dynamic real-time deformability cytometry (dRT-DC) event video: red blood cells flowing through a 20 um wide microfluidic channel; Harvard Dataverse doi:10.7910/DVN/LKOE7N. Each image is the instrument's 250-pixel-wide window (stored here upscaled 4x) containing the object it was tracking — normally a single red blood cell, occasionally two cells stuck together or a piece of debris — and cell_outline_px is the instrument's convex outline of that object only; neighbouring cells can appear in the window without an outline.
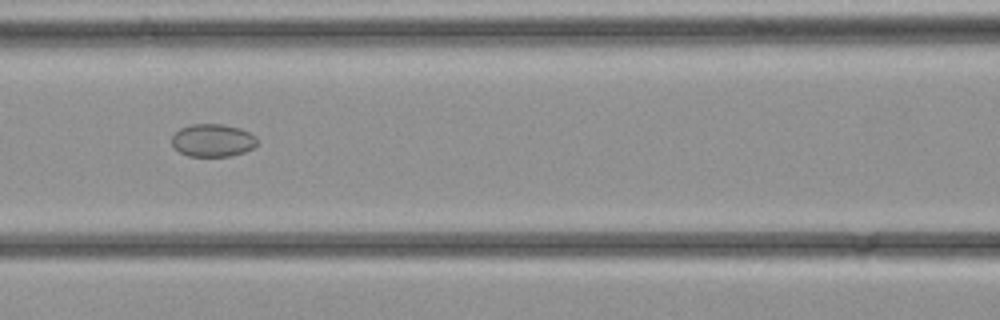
{"species": "common noctule bat (a hibernating species)", "species_latin": "Nyctalus noctula", "temperature_condition": "cold", "stored_images_in_passage": 34, "camera_frame_rate_fps": 3000, "um_per_image_px": 0.085, "animal": {"sex": "female", "body_mass_g": 21.9}, "frame": {"image": 1, "passage_image": 13, "time_ms": 4.0, "image_size_px": [1000, 320], "cell_outline_px": [[256, 144], [252, 148], [244, 152], [228, 156], [188, 156], [172, 148], [172, 136], [180, 128], [192, 124], [224, 124], [240, 128], [256, 136]], "centroid_in_image_um": [18.05, 11.93], "position_along_channel_um": 148.5, "area_um2": 16.3}}
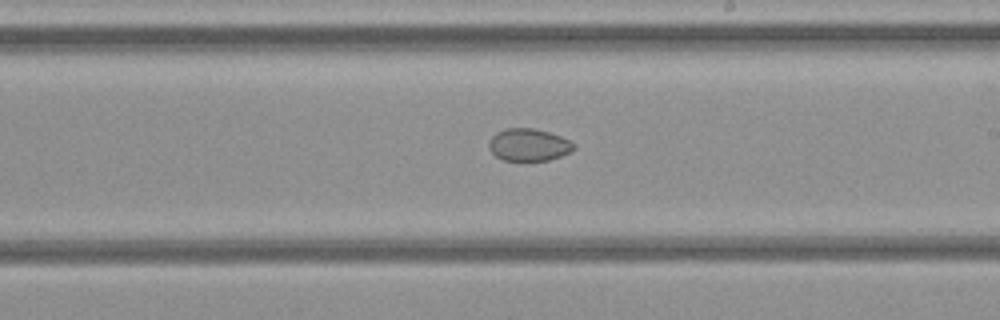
{"frame": {"image": 2, "passage_image": 18, "time_ms": 5.667, "image_size_px": [1000, 320], "cell_outline_px": [[576, 148], [560, 156], [548, 160], [504, 160], [496, 156], [488, 148], [488, 144], [492, 136], [496, 132], [508, 128], [532, 128], [548, 132], [560, 136], [576, 144]], "centroid_in_image_um": [44.93, 12.3], "position_along_channel_um": 244.1, "area_um2": 15.84}}
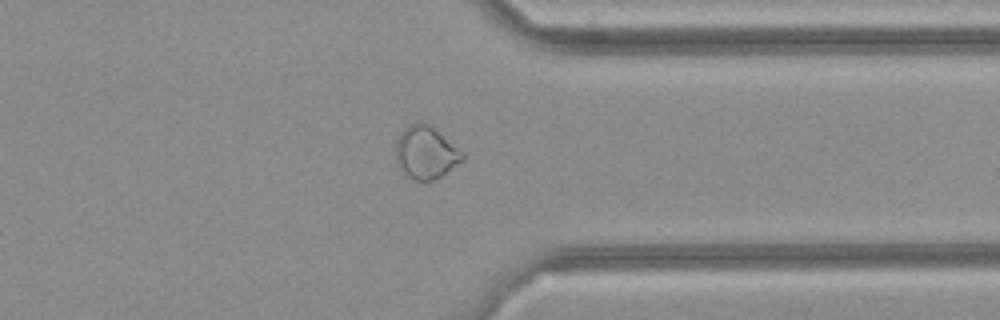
{"frame": {"image": 3, "passage_image": 25, "time_ms": 8.0, "image_size_px": [1000, 320], "cell_outline_px": [[464, 160], [440, 176], [432, 180], [412, 180], [404, 172], [396, 160], [396, 140], [400, 132], [408, 124], [416, 120], [420, 120], [428, 124], [464, 152]], "centroid_in_image_um": [36.18, 12.93], "position_along_channel_um": 375.2, "area_um2": 20.4}}